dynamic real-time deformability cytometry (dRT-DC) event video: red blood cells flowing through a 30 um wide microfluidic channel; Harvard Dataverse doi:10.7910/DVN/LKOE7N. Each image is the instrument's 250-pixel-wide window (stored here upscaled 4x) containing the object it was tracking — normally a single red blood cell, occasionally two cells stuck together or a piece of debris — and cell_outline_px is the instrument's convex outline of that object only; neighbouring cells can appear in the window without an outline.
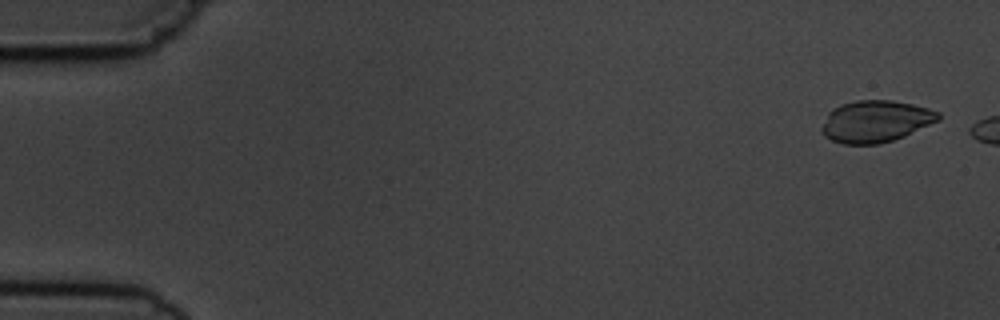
{"species": "common noctule bat (a hibernating species)", "species_latin": "Nyctalus noctula", "temperature_condition": "cold", "stored_images_in_passage": 3, "camera_frame_rate_fps": 3000, "um_per_image_px": 0.085, "animal": {"sex": "male", "body_mass_g": 19.5, "forearm_length_mm": 54.6}, "frame": {"image": 1, "passage_image": 1, "time_ms": 0.0, "image_size_px": [1000, 320], "cell_outline_px": [[940, 120], [904, 136], [880, 144], [844, 144], [832, 140], [824, 136], [820, 132], [820, 128], [828, 112], [832, 108], [840, 104], [856, 100], [892, 100], [912, 104], [928, 108], [940, 112]], "centroid_in_image_um": [74.4, 10.31], "position_along_channel_um": 10.6, "area_um2": 28.61}}